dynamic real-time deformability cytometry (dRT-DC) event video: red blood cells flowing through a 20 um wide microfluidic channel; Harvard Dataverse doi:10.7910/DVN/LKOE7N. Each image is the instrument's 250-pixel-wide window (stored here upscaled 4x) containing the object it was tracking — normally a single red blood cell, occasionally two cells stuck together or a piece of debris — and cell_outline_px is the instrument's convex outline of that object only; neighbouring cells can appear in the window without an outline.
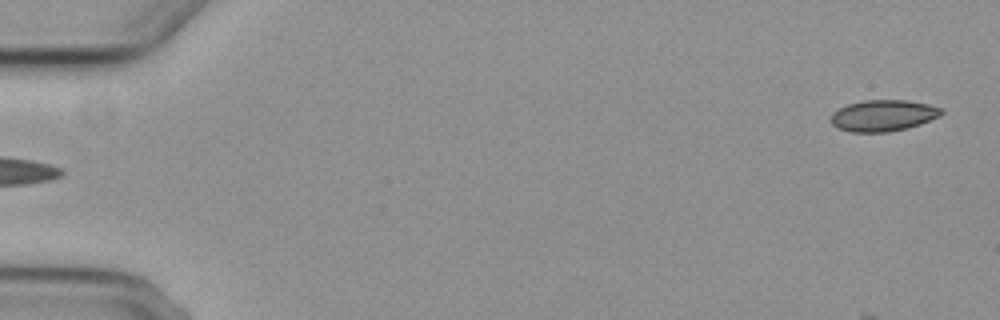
{"species": "common noctule bat (a hibernating species)", "species_latin": "Nyctalus noctula", "temperature_condition": "cold", "stored_images_in_passage": 5, "segment_of_instrument_passage": [2, 2], "camera_frame_rate_fps": 3000, "um_per_image_px": 0.085, "animal": {"sex": "female", "body_mass_g": 29.2, "forearm_length_mm": 56.3}, "frame": {"image": 1, "passage_image": 5, "time_ms": 5.667, "image_size_px": [1000, 320], "cell_outline_px": [[944, 112], [940, 116], [920, 124], [908, 128], [888, 132], [852, 132], [840, 128], [832, 124], [828, 120], [832, 112], [848, 104], [864, 100], [904, 100], [928, 104], [944, 108]], "centroid_in_image_um": [75.08, 9.82], "position_along_channel_um": 9.9, "area_um2": 20.29}}